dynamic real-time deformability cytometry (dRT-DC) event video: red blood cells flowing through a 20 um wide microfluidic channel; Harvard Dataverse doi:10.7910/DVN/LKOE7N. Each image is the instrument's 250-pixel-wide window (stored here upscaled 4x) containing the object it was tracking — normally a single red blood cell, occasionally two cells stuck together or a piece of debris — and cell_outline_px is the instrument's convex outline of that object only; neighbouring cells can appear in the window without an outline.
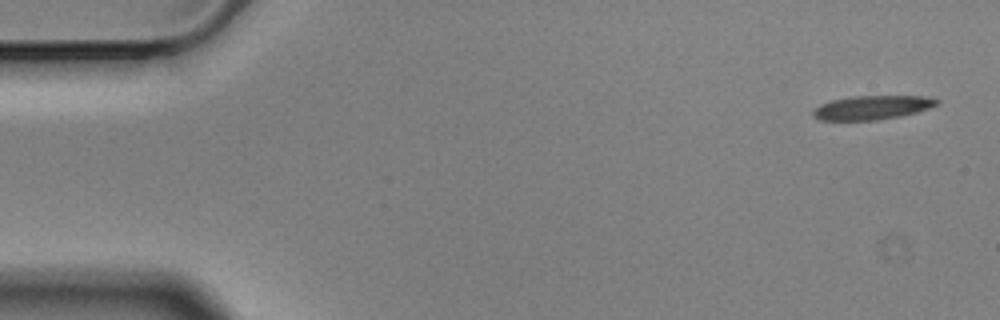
{"species": "Egyptian fruit bat (a non-hibernating species)", "species_latin": "Rousettus aegyptiacus", "temperature_condition": "cold", "stored_images_in_passage": 5, "camera_frame_rate_fps": 3000, "um_per_image_px": 0.085, "animal": {"sex": "male"}, "frame": {"image": 1, "passage_image": 1, "time_ms": 0.0, "image_size_px": [1000, 320], "cell_outline_px": [[940, 100], [936, 104], [928, 108], [916, 112], [900, 116], [876, 120], [820, 120], [812, 116], [812, 112], [820, 104], [832, 100], [852, 96], [924, 96]], "centroid_in_image_um": [74.09, 9.14], "position_along_channel_um": 10.9, "area_um2": 17.11}}
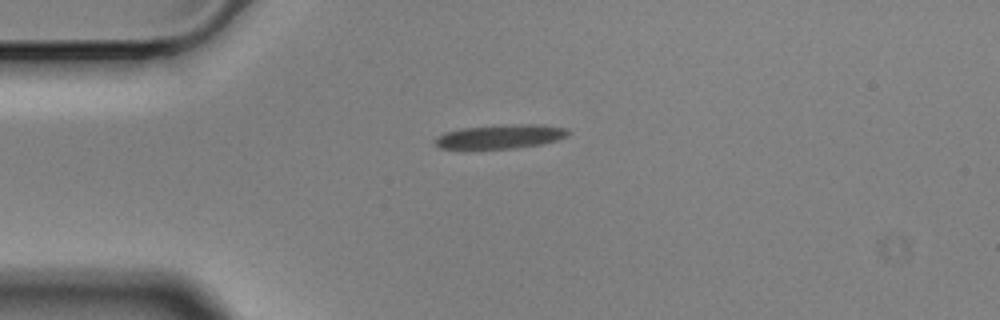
{"frame": {"image": 2, "passage_image": 4, "time_ms": 1.0, "image_size_px": [1000, 320], "cell_outline_px": [[572, 132], [568, 136], [556, 140], [540, 144], [516, 148], [440, 148], [436, 144], [436, 136], [444, 132], [460, 128], [516, 124], [536, 124], [568, 128]], "centroid_in_image_um": [42.58, 11.59], "position_along_channel_um": 42.4, "area_um2": 18.5}}